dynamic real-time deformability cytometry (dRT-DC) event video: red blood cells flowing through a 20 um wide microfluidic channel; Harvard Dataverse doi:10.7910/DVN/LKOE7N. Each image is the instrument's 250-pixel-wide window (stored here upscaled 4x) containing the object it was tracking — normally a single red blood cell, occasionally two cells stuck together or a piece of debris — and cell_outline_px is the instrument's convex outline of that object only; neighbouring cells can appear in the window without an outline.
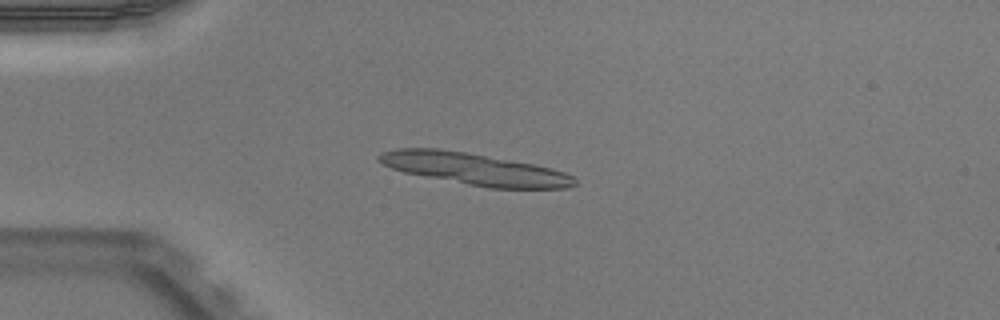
{"species": "Egyptian fruit bat (a non-hibernating species)", "species_latin": "Rousettus aegyptiacus", "temperature_condition": "warm", "stored_images_in_passage": 38, "camera_frame_rate_fps": 3000, "um_per_image_px": 0.085, "animal": {"sex": "male"}, "frame": {"image": 1, "passage_image": 12, "time_ms": 3.667, "image_size_px": [1000, 320], "cell_outline_px": [[576, 184], [568, 188], [488, 188], [404, 172], [392, 168], [376, 160], [376, 156], [380, 152], [396, 148], [436, 148], [464, 152], [532, 164], [552, 168], [564, 172], [572, 176], [576, 180]], "centroid_in_image_um": [40.3, 14.36], "position_along_channel_um": 44.7, "area_um2": 35.89}}